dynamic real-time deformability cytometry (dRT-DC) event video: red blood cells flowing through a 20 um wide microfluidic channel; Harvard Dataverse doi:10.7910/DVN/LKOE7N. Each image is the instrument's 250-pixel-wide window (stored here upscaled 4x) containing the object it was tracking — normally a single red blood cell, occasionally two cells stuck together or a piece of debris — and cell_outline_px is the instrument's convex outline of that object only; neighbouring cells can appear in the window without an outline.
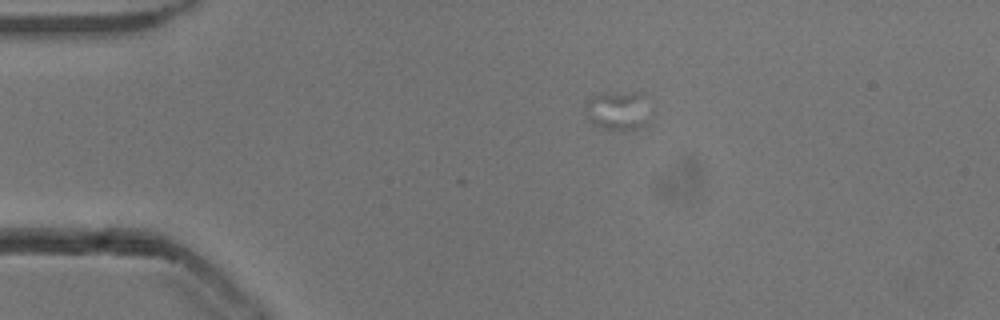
{"species": "common noctule bat (a hibernating species)", "species_latin": "Nyctalus noctula", "temperature_condition": "cold", "stored_images_in_passage": 4, "camera_frame_rate_fps": 3000, "um_per_image_px": 0.085, "animal": {"sex": "male", "body_mass_g": 13.3}, "frame": {"image": 1, "passage_image": 1, "time_ms": 0.0, "image_size_px": [1000, 320], "cell_outline_px": [[644, 120], [640, 128], [600, 128], [588, 120], [588, 96], [604, 92], [640, 92]], "centroid_in_image_um": [52.36, 9.35], "position_along_channel_um": 32.6, "area_um2": 13.47}}